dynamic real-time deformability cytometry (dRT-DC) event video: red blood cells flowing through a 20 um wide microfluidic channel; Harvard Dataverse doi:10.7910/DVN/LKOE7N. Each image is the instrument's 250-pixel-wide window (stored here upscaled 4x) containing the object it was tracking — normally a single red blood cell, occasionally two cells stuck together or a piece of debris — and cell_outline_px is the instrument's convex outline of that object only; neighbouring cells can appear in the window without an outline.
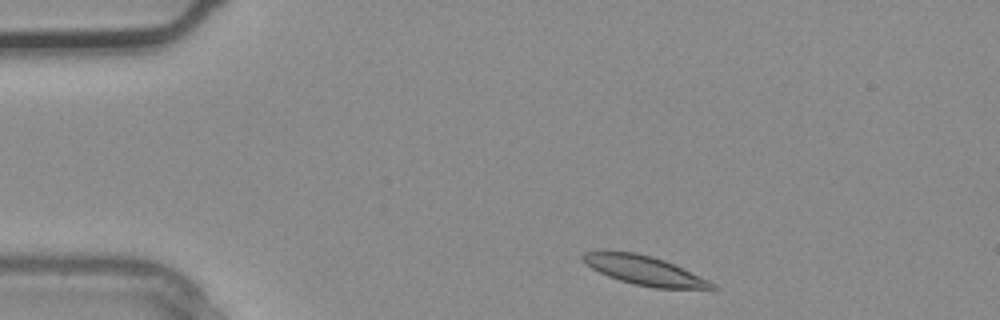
{"species": "common noctule bat (a hibernating species)", "species_latin": "Nyctalus noctula", "temperature_condition": "warm", "stored_images_in_passage": 2, "camera_frame_rate_fps": 3000, "um_per_image_px": 0.085, "animal": {"sex": "male", "body_mass_g": 20.4}, "frame": {"image": 1, "passage_image": 1, "time_ms": 0.0, "image_size_px": [1000, 320], "cell_outline_px": [[720, 288], [656, 288], [636, 284], [620, 280], [608, 276], [592, 268], [580, 260], [580, 256], [584, 252], [636, 252], [652, 256], [664, 260], [708, 280], [716, 284]], "centroid_in_image_um": [54.75, 22.98], "position_along_channel_um": 30.3, "area_um2": 21.39}}